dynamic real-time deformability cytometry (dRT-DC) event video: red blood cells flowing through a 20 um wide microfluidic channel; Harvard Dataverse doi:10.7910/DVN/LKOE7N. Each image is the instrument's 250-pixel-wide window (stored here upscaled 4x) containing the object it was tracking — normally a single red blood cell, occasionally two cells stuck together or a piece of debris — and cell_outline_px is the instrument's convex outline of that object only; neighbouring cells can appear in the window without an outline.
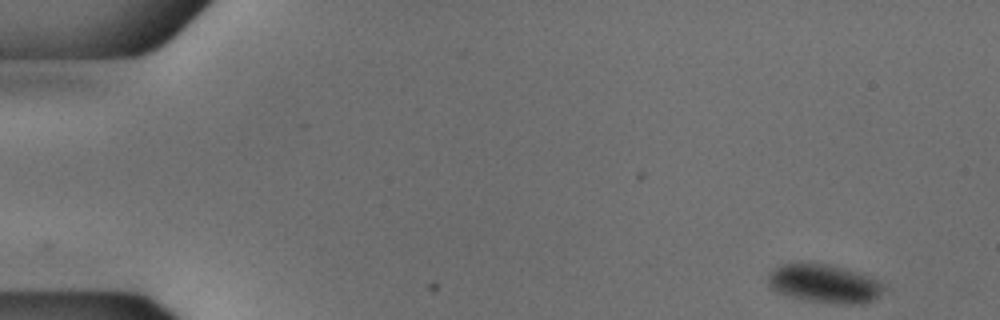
{"species": "common noctule bat (a hibernating species)", "species_latin": "Nyctalus noctula", "temperature_condition": "cold", "stored_images_in_passage": 51, "camera_frame_rate_fps": 3000, "um_per_image_px": 0.085, "animal": {"sex": "male", "body_mass_g": 18.8}, "frame": {"image": 1, "passage_image": 1, "time_ms": 0.0, "image_size_px": [1000, 320], "cell_outline_px": [[884, 288], [872, 300], [864, 304], [840, 304], [804, 300], [776, 292], [768, 284], [768, 272], [772, 268], [780, 264], [800, 260], [808, 260], [828, 264], [844, 268], [872, 276], [884, 284]], "centroid_in_image_um": [70.0, 24.05], "position_along_channel_um": 15.0, "area_um2": 26.76}}
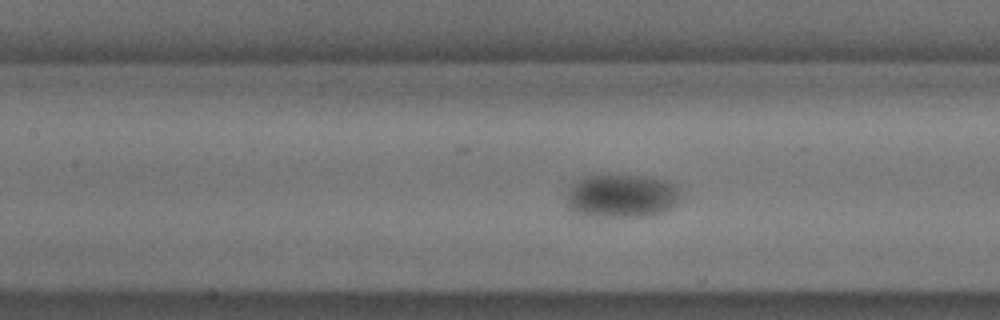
{"frame": {"image": 2, "passage_image": 22, "time_ms": 7.0, "image_size_px": [1000, 320], "cell_outline_px": [[684, 200], [672, 208], [664, 212], [648, 216], [584, 216], [572, 212], [568, 208], [568, 184], [584, 176], [648, 176], [668, 180], [676, 184], [684, 192]], "centroid_in_image_um": [52.93, 16.65], "position_along_channel_um": 154.5, "area_um2": 29.77}}
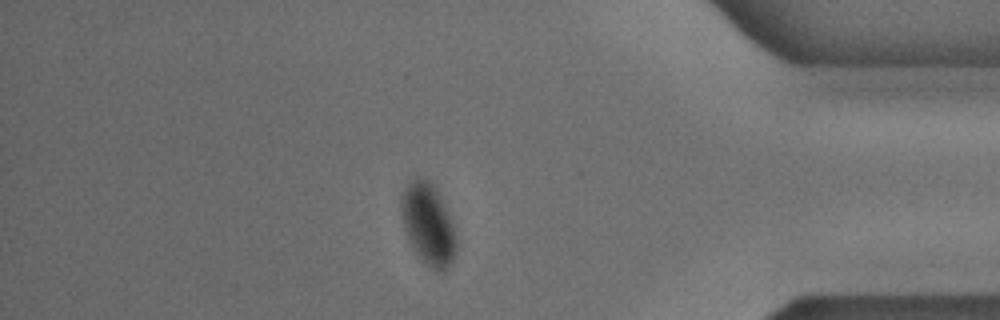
{"frame": {"image": 3, "passage_image": 44, "time_ms": 14.333, "image_size_px": [1000, 320], "cell_outline_px": [[456, 252], [452, 264], [444, 272], [436, 272], [416, 252], [408, 236], [404, 224], [400, 208], [400, 200], [404, 188], [408, 180], [416, 176], [424, 176], [436, 188], [452, 220], [456, 232]], "centroid_in_image_um": [36.42, 19.01], "position_along_channel_um": 398.8, "area_um2": 26.24}}